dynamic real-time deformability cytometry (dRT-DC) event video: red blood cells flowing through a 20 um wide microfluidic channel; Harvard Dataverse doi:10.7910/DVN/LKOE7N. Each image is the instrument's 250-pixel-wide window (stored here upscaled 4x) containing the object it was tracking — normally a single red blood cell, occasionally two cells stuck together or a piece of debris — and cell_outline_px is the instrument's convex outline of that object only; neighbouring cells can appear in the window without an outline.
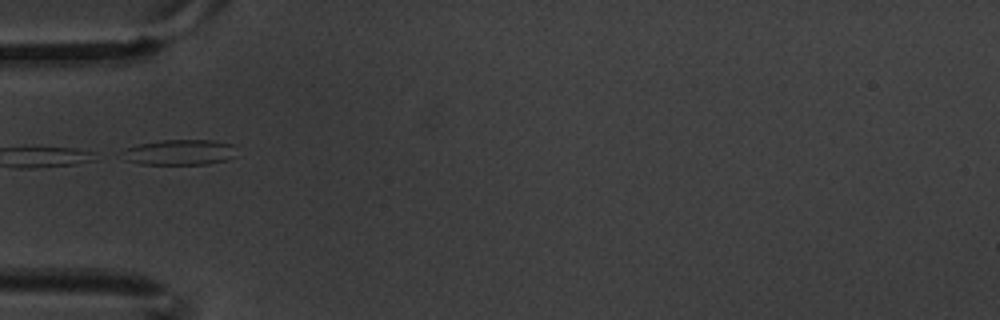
{"species": "common noctule bat (a hibernating species)", "species_latin": "Nyctalus noctula", "temperature_condition": "warm", "stored_images_in_passage": 6, "camera_frame_rate_fps": 3000, "um_per_image_px": 0.085, "animal": {"sex": "male", "body_mass_g": 20.1, "forearm_length_mm": 53.5}, "frame": {"image": 1, "passage_image": 4, "time_ms": 1.0, "image_size_px": [1000, 320], "cell_outline_px": [[236, 156], [228, 160], [208, 164], [140, 164], [128, 160], [116, 152], [124, 148], [140, 144], [160, 140], [212, 140], [236, 144]], "centroid_in_image_um": [15.29, 12.94], "position_along_channel_um": 69.7, "area_um2": 17.4}}
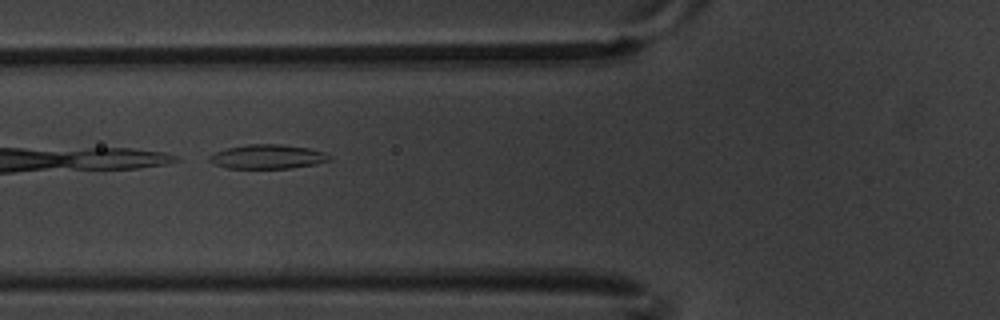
{"frame": {"image": 2, "passage_image": 5, "time_ms": 1.333, "image_size_px": [1000, 320], "cell_outline_px": [[332, 160], [316, 164], [292, 168], [228, 168], [212, 164], [208, 160], [208, 156], [212, 152], [228, 148], [248, 144], [280, 144], [308, 148], [324, 152], [332, 156]], "centroid_in_image_um": [22.73, 13.32], "position_along_channel_um": 103.1, "area_um2": 17.11}}